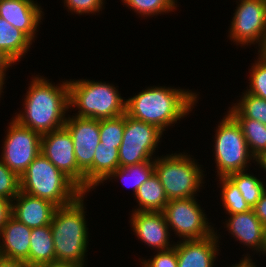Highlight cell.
Listing matches in <instances>:
<instances>
[{
    "label": "cell",
    "mask_w": 266,
    "mask_h": 267,
    "mask_svg": "<svg viewBox=\"0 0 266 267\" xmlns=\"http://www.w3.org/2000/svg\"><path fill=\"white\" fill-rule=\"evenodd\" d=\"M227 177L236 185L251 208L257 204L260 197L266 191L264 182L244 171L231 173Z\"/></svg>",
    "instance_id": "d4e9b609"
},
{
    "label": "cell",
    "mask_w": 266,
    "mask_h": 267,
    "mask_svg": "<svg viewBox=\"0 0 266 267\" xmlns=\"http://www.w3.org/2000/svg\"><path fill=\"white\" fill-rule=\"evenodd\" d=\"M260 59L266 63V39L260 45Z\"/></svg>",
    "instance_id": "b9f144b4"
},
{
    "label": "cell",
    "mask_w": 266,
    "mask_h": 267,
    "mask_svg": "<svg viewBox=\"0 0 266 267\" xmlns=\"http://www.w3.org/2000/svg\"><path fill=\"white\" fill-rule=\"evenodd\" d=\"M227 227L233 237L241 243L258 251L266 249V227L255 215L253 209L237 214H230Z\"/></svg>",
    "instance_id": "d6986e66"
},
{
    "label": "cell",
    "mask_w": 266,
    "mask_h": 267,
    "mask_svg": "<svg viewBox=\"0 0 266 267\" xmlns=\"http://www.w3.org/2000/svg\"><path fill=\"white\" fill-rule=\"evenodd\" d=\"M20 191L57 207L74 202L84 192L40 153L20 176Z\"/></svg>",
    "instance_id": "277c9868"
},
{
    "label": "cell",
    "mask_w": 266,
    "mask_h": 267,
    "mask_svg": "<svg viewBox=\"0 0 266 267\" xmlns=\"http://www.w3.org/2000/svg\"><path fill=\"white\" fill-rule=\"evenodd\" d=\"M225 116L215 135V161L219 177L245 171L246 164L253 157L240 125L229 113Z\"/></svg>",
    "instance_id": "52a82bcc"
},
{
    "label": "cell",
    "mask_w": 266,
    "mask_h": 267,
    "mask_svg": "<svg viewBox=\"0 0 266 267\" xmlns=\"http://www.w3.org/2000/svg\"><path fill=\"white\" fill-rule=\"evenodd\" d=\"M255 161L258 162L260 166L266 171V151L257 156L255 158Z\"/></svg>",
    "instance_id": "60d3db41"
},
{
    "label": "cell",
    "mask_w": 266,
    "mask_h": 267,
    "mask_svg": "<svg viewBox=\"0 0 266 267\" xmlns=\"http://www.w3.org/2000/svg\"><path fill=\"white\" fill-rule=\"evenodd\" d=\"M251 261L252 260L246 256L244 259L240 260L239 264L232 266V267H256V265H254V263Z\"/></svg>",
    "instance_id": "ab89813d"
},
{
    "label": "cell",
    "mask_w": 266,
    "mask_h": 267,
    "mask_svg": "<svg viewBox=\"0 0 266 267\" xmlns=\"http://www.w3.org/2000/svg\"><path fill=\"white\" fill-rule=\"evenodd\" d=\"M68 9L71 11L77 12L78 14L82 13H94L99 12L102 8L103 0H64Z\"/></svg>",
    "instance_id": "836d02e7"
},
{
    "label": "cell",
    "mask_w": 266,
    "mask_h": 267,
    "mask_svg": "<svg viewBox=\"0 0 266 267\" xmlns=\"http://www.w3.org/2000/svg\"><path fill=\"white\" fill-rule=\"evenodd\" d=\"M230 28V38L242 45H261L266 39V0H240Z\"/></svg>",
    "instance_id": "4fadbf2b"
},
{
    "label": "cell",
    "mask_w": 266,
    "mask_h": 267,
    "mask_svg": "<svg viewBox=\"0 0 266 267\" xmlns=\"http://www.w3.org/2000/svg\"><path fill=\"white\" fill-rule=\"evenodd\" d=\"M69 105L78 107L80 118L108 119L126 113V101L106 83L89 80L69 81Z\"/></svg>",
    "instance_id": "5b68a950"
},
{
    "label": "cell",
    "mask_w": 266,
    "mask_h": 267,
    "mask_svg": "<svg viewBox=\"0 0 266 267\" xmlns=\"http://www.w3.org/2000/svg\"><path fill=\"white\" fill-rule=\"evenodd\" d=\"M19 192L20 177L0 160V197L12 203Z\"/></svg>",
    "instance_id": "4dcf8cb0"
},
{
    "label": "cell",
    "mask_w": 266,
    "mask_h": 267,
    "mask_svg": "<svg viewBox=\"0 0 266 267\" xmlns=\"http://www.w3.org/2000/svg\"><path fill=\"white\" fill-rule=\"evenodd\" d=\"M196 98V94L182 89L148 88L126 100V114L163 132L191 111Z\"/></svg>",
    "instance_id": "7a4b0ae2"
},
{
    "label": "cell",
    "mask_w": 266,
    "mask_h": 267,
    "mask_svg": "<svg viewBox=\"0 0 266 267\" xmlns=\"http://www.w3.org/2000/svg\"><path fill=\"white\" fill-rule=\"evenodd\" d=\"M41 13L33 0H0V17L23 31L31 40L42 18Z\"/></svg>",
    "instance_id": "2e32d148"
},
{
    "label": "cell",
    "mask_w": 266,
    "mask_h": 267,
    "mask_svg": "<svg viewBox=\"0 0 266 267\" xmlns=\"http://www.w3.org/2000/svg\"><path fill=\"white\" fill-rule=\"evenodd\" d=\"M245 118L257 120L266 125V100L248 92L234 106Z\"/></svg>",
    "instance_id": "f1b7e54d"
},
{
    "label": "cell",
    "mask_w": 266,
    "mask_h": 267,
    "mask_svg": "<svg viewBox=\"0 0 266 267\" xmlns=\"http://www.w3.org/2000/svg\"><path fill=\"white\" fill-rule=\"evenodd\" d=\"M14 63L5 53L0 50V83L3 85L5 79L4 71Z\"/></svg>",
    "instance_id": "8d00e7d4"
},
{
    "label": "cell",
    "mask_w": 266,
    "mask_h": 267,
    "mask_svg": "<svg viewBox=\"0 0 266 267\" xmlns=\"http://www.w3.org/2000/svg\"><path fill=\"white\" fill-rule=\"evenodd\" d=\"M24 100L25 111L14 117L20 125L41 135L64 127L65 111L70 106L68 81L57 87L36 77Z\"/></svg>",
    "instance_id": "6da1fadb"
},
{
    "label": "cell",
    "mask_w": 266,
    "mask_h": 267,
    "mask_svg": "<svg viewBox=\"0 0 266 267\" xmlns=\"http://www.w3.org/2000/svg\"><path fill=\"white\" fill-rule=\"evenodd\" d=\"M10 124L5 137L2 161L20 177L41 153L42 135L20 125L15 119Z\"/></svg>",
    "instance_id": "30bf717a"
},
{
    "label": "cell",
    "mask_w": 266,
    "mask_h": 267,
    "mask_svg": "<svg viewBox=\"0 0 266 267\" xmlns=\"http://www.w3.org/2000/svg\"><path fill=\"white\" fill-rule=\"evenodd\" d=\"M188 155L171 154L155 159L154 172L159 177L168 200L195 197L202 183V171Z\"/></svg>",
    "instance_id": "8992f818"
},
{
    "label": "cell",
    "mask_w": 266,
    "mask_h": 267,
    "mask_svg": "<svg viewBox=\"0 0 266 267\" xmlns=\"http://www.w3.org/2000/svg\"><path fill=\"white\" fill-rule=\"evenodd\" d=\"M56 262L51 226L33 228L30 235L29 267Z\"/></svg>",
    "instance_id": "ffe728a7"
},
{
    "label": "cell",
    "mask_w": 266,
    "mask_h": 267,
    "mask_svg": "<svg viewBox=\"0 0 266 267\" xmlns=\"http://www.w3.org/2000/svg\"><path fill=\"white\" fill-rule=\"evenodd\" d=\"M41 153L84 192V173L78 168L73 139L65 127L42 135Z\"/></svg>",
    "instance_id": "7c38bea8"
},
{
    "label": "cell",
    "mask_w": 266,
    "mask_h": 267,
    "mask_svg": "<svg viewBox=\"0 0 266 267\" xmlns=\"http://www.w3.org/2000/svg\"><path fill=\"white\" fill-rule=\"evenodd\" d=\"M135 197L141 208L134 211L163 212L165 205L169 201L155 172L147 181L139 186Z\"/></svg>",
    "instance_id": "603a6c76"
},
{
    "label": "cell",
    "mask_w": 266,
    "mask_h": 267,
    "mask_svg": "<svg viewBox=\"0 0 266 267\" xmlns=\"http://www.w3.org/2000/svg\"><path fill=\"white\" fill-rule=\"evenodd\" d=\"M42 267H84V266L76 263L53 262L51 264H47Z\"/></svg>",
    "instance_id": "f35d334b"
},
{
    "label": "cell",
    "mask_w": 266,
    "mask_h": 267,
    "mask_svg": "<svg viewBox=\"0 0 266 267\" xmlns=\"http://www.w3.org/2000/svg\"><path fill=\"white\" fill-rule=\"evenodd\" d=\"M255 215L259 218L262 224L266 227V191L260 197L257 204L252 208Z\"/></svg>",
    "instance_id": "e575fe53"
},
{
    "label": "cell",
    "mask_w": 266,
    "mask_h": 267,
    "mask_svg": "<svg viewBox=\"0 0 266 267\" xmlns=\"http://www.w3.org/2000/svg\"><path fill=\"white\" fill-rule=\"evenodd\" d=\"M142 15H156L175 9V0H122Z\"/></svg>",
    "instance_id": "f546056e"
},
{
    "label": "cell",
    "mask_w": 266,
    "mask_h": 267,
    "mask_svg": "<svg viewBox=\"0 0 266 267\" xmlns=\"http://www.w3.org/2000/svg\"><path fill=\"white\" fill-rule=\"evenodd\" d=\"M248 93L266 100V63L259 60L253 65Z\"/></svg>",
    "instance_id": "1f68e13d"
},
{
    "label": "cell",
    "mask_w": 266,
    "mask_h": 267,
    "mask_svg": "<svg viewBox=\"0 0 266 267\" xmlns=\"http://www.w3.org/2000/svg\"><path fill=\"white\" fill-rule=\"evenodd\" d=\"M0 267H29L25 261L0 256Z\"/></svg>",
    "instance_id": "74e56055"
},
{
    "label": "cell",
    "mask_w": 266,
    "mask_h": 267,
    "mask_svg": "<svg viewBox=\"0 0 266 267\" xmlns=\"http://www.w3.org/2000/svg\"><path fill=\"white\" fill-rule=\"evenodd\" d=\"M240 125L253 160L266 151V125L245 118L234 106L228 112Z\"/></svg>",
    "instance_id": "7402d4cb"
},
{
    "label": "cell",
    "mask_w": 266,
    "mask_h": 267,
    "mask_svg": "<svg viewBox=\"0 0 266 267\" xmlns=\"http://www.w3.org/2000/svg\"><path fill=\"white\" fill-rule=\"evenodd\" d=\"M215 234L175 244L178 267H213L218 250L216 245L218 236Z\"/></svg>",
    "instance_id": "e0dca14e"
},
{
    "label": "cell",
    "mask_w": 266,
    "mask_h": 267,
    "mask_svg": "<svg viewBox=\"0 0 266 267\" xmlns=\"http://www.w3.org/2000/svg\"><path fill=\"white\" fill-rule=\"evenodd\" d=\"M11 215V202L0 197V231Z\"/></svg>",
    "instance_id": "d590c367"
},
{
    "label": "cell",
    "mask_w": 266,
    "mask_h": 267,
    "mask_svg": "<svg viewBox=\"0 0 266 267\" xmlns=\"http://www.w3.org/2000/svg\"><path fill=\"white\" fill-rule=\"evenodd\" d=\"M163 214L167 225L183 237L182 240L202 239L215 233L194 197L169 200Z\"/></svg>",
    "instance_id": "8fae6325"
},
{
    "label": "cell",
    "mask_w": 266,
    "mask_h": 267,
    "mask_svg": "<svg viewBox=\"0 0 266 267\" xmlns=\"http://www.w3.org/2000/svg\"><path fill=\"white\" fill-rule=\"evenodd\" d=\"M85 193L66 206L57 207L50 224L56 262L84 265L87 249V226L83 200Z\"/></svg>",
    "instance_id": "3957f363"
},
{
    "label": "cell",
    "mask_w": 266,
    "mask_h": 267,
    "mask_svg": "<svg viewBox=\"0 0 266 267\" xmlns=\"http://www.w3.org/2000/svg\"><path fill=\"white\" fill-rule=\"evenodd\" d=\"M131 221L135 234L148 246L159 251L172 248L169 245V228L163 212L135 211Z\"/></svg>",
    "instance_id": "9a60e30c"
},
{
    "label": "cell",
    "mask_w": 266,
    "mask_h": 267,
    "mask_svg": "<svg viewBox=\"0 0 266 267\" xmlns=\"http://www.w3.org/2000/svg\"><path fill=\"white\" fill-rule=\"evenodd\" d=\"M219 179L222 183V204L229 214L243 213L252 209L236 185L227 176H222Z\"/></svg>",
    "instance_id": "4316f807"
},
{
    "label": "cell",
    "mask_w": 266,
    "mask_h": 267,
    "mask_svg": "<svg viewBox=\"0 0 266 267\" xmlns=\"http://www.w3.org/2000/svg\"><path fill=\"white\" fill-rule=\"evenodd\" d=\"M14 199L17 203H11V215L18 221L31 229L51 224L55 204L21 191Z\"/></svg>",
    "instance_id": "5bb4252c"
},
{
    "label": "cell",
    "mask_w": 266,
    "mask_h": 267,
    "mask_svg": "<svg viewBox=\"0 0 266 267\" xmlns=\"http://www.w3.org/2000/svg\"><path fill=\"white\" fill-rule=\"evenodd\" d=\"M31 44L32 40L23 31L0 17V50L13 62L19 61Z\"/></svg>",
    "instance_id": "44dd1931"
},
{
    "label": "cell",
    "mask_w": 266,
    "mask_h": 267,
    "mask_svg": "<svg viewBox=\"0 0 266 267\" xmlns=\"http://www.w3.org/2000/svg\"><path fill=\"white\" fill-rule=\"evenodd\" d=\"M162 131L151 124L133 119L125 113V128L119 146V167L151 162Z\"/></svg>",
    "instance_id": "ba28073f"
},
{
    "label": "cell",
    "mask_w": 266,
    "mask_h": 267,
    "mask_svg": "<svg viewBox=\"0 0 266 267\" xmlns=\"http://www.w3.org/2000/svg\"><path fill=\"white\" fill-rule=\"evenodd\" d=\"M154 173V161L143 162L137 165H129L126 167H119L112 172L105 180L110 177H120L121 179L127 180L130 178L131 186L136 194L139 186L148 180L149 177ZM132 176V177H131ZM129 180V179H128ZM126 184V183H125Z\"/></svg>",
    "instance_id": "83f0119b"
},
{
    "label": "cell",
    "mask_w": 266,
    "mask_h": 267,
    "mask_svg": "<svg viewBox=\"0 0 266 267\" xmlns=\"http://www.w3.org/2000/svg\"><path fill=\"white\" fill-rule=\"evenodd\" d=\"M93 159V188L119 168V149L103 146L101 143L95 150Z\"/></svg>",
    "instance_id": "cb8c5ba5"
},
{
    "label": "cell",
    "mask_w": 266,
    "mask_h": 267,
    "mask_svg": "<svg viewBox=\"0 0 266 267\" xmlns=\"http://www.w3.org/2000/svg\"><path fill=\"white\" fill-rule=\"evenodd\" d=\"M64 127L74 143L78 168L84 173V193L93 188V159L100 143L99 120L73 116L66 118Z\"/></svg>",
    "instance_id": "9c48e42d"
},
{
    "label": "cell",
    "mask_w": 266,
    "mask_h": 267,
    "mask_svg": "<svg viewBox=\"0 0 266 267\" xmlns=\"http://www.w3.org/2000/svg\"><path fill=\"white\" fill-rule=\"evenodd\" d=\"M125 128V114L99 120L100 143L103 146H113L119 149Z\"/></svg>",
    "instance_id": "484cf974"
},
{
    "label": "cell",
    "mask_w": 266,
    "mask_h": 267,
    "mask_svg": "<svg viewBox=\"0 0 266 267\" xmlns=\"http://www.w3.org/2000/svg\"><path fill=\"white\" fill-rule=\"evenodd\" d=\"M2 87H3V85L0 83V92L2 93ZM1 93H0V95H1Z\"/></svg>",
    "instance_id": "7bdbcfd3"
},
{
    "label": "cell",
    "mask_w": 266,
    "mask_h": 267,
    "mask_svg": "<svg viewBox=\"0 0 266 267\" xmlns=\"http://www.w3.org/2000/svg\"><path fill=\"white\" fill-rule=\"evenodd\" d=\"M142 267H178L177 252L174 245L167 250H160L152 260L143 261Z\"/></svg>",
    "instance_id": "d6a6232c"
},
{
    "label": "cell",
    "mask_w": 266,
    "mask_h": 267,
    "mask_svg": "<svg viewBox=\"0 0 266 267\" xmlns=\"http://www.w3.org/2000/svg\"><path fill=\"white\" fill-rule=\"evenodd\" d=\"M31 232L30 227L10 215L0 231L4 243L0 246V256L25 261L29 266Z\"/></svg>",
    "instance_id": "ac0fdd59"
}]
</instances>
